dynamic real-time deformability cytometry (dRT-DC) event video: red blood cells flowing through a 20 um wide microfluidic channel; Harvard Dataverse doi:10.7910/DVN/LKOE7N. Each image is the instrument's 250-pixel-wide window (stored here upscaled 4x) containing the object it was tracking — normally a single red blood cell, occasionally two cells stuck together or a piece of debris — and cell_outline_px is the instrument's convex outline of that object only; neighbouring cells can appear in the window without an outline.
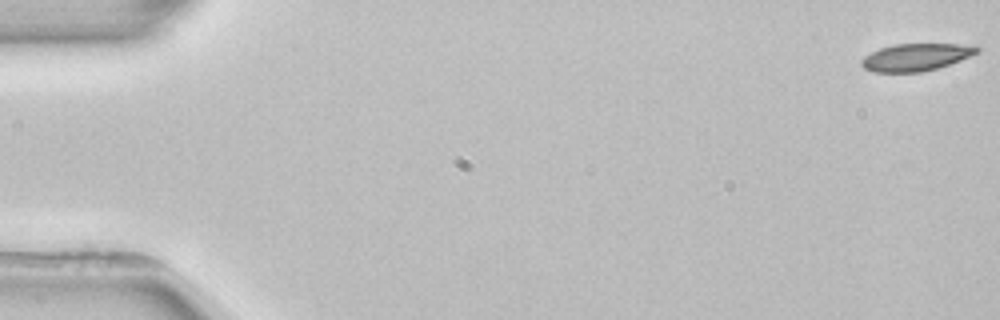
{"species": "common noctule bat (a hibernating species)", "species_latin": "Nyctalus noctula", "temperature_condition": "room temperature", "stored_images_in_passage": 5, "camera_frame_rate_fps": 3000, "um_per_image_px": 0.085, "animal": {"sex": "female", "body_mass_g": 22.7, "forearm_length_mm": 54.2}, "frame": {"image": 1, "passage_image": 1, "time_ms": 0.0, "image_size_px": [1000, 320], "cell_outline_px": [[980, 48], [976, 52], [960, 60], [936, 68], [920, 72], [872, 72], [864, 68], [860, 64], [860, 60], [864, 56], [880, 48], [896, 44], [960, 44]], "centroid_in_image_um": [77.76, 4.86], "position_along_channel_um": 7.2, "area_um2": 18.03}}
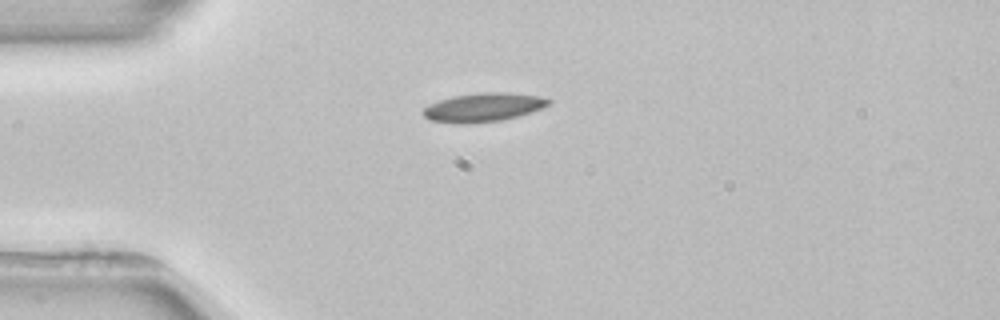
{"frame": {"image": 2, "passage_image": 4, "time_ms": 4.333, "image_size_px": [1000, 320], "cell_outline_px": [[552, 100], [548, 104], [540, 108], [516, 116], [500, 120], [464, 124], [460, 124], [428, 120], [420, 112], [428, 104], [452, 96], [480, 92], [508, 92], [540, 96]], "centroid_in_image_um": [41.01, 9.11], "position_along_channel_um": 44.0, "area_um2": 20.92}}